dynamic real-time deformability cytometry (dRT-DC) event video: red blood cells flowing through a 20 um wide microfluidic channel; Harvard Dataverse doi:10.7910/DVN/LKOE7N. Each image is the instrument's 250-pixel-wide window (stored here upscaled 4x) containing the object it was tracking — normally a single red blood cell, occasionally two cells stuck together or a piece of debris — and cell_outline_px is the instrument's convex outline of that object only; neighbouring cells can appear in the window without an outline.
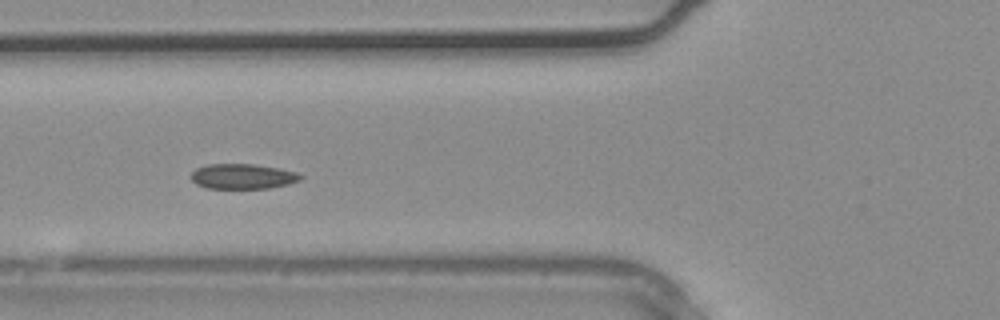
{"species": "common noctule bat (a hibernating species)", "species_latin": "Nyctalus noctula", "temperature_condition": "warm", "stored_images_in_passage": 34, "camera_frame_rate_fps": 3000, "um_per_image_px": 0.085, "animal": {"sex": "male", "body_mass_g": 20.4}, "frame": {"image": 1, "passage_image": 10, "time_ms": 3.0, "image_size_px": [1000, 320], "cell_outline_px": [[304, 176], [300, 180], [288, 184], [268, 188], [208, 188], [196, 184], [192, 180], [192, 172], [196, 168], [208, 164], [252, 164], [280, 168], [296, 172]], "centroid_in_image_um": [20.64, 14.99], "position_along_channel_um": 105.2, "area_um2": 15.95}}